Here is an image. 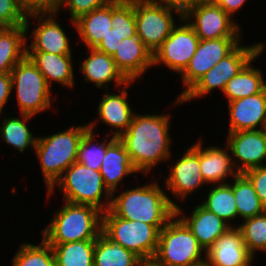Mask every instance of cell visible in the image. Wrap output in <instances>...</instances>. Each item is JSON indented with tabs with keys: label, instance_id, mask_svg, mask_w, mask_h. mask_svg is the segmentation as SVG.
Returning <instances> with one entry per match:
<instances>
[{
	"label": "cell",
	"instance_id": "6da1fadb",
	"mask_svg": "<svg viewBox=\"0 0 266 266\" xmlns=\"http://www.w3.org/2000/svg\"><path fill=\"white\" fill-rule=\"evenodd\" d=\"M169 120L167 114L137 115L134 112L128 130L118 137L137 172L148 173L153 166L170 158Z\"/></svg>",
	"mask_w": 266,
	"mask_h": 266
},
{
	"label": "cell",
	"instance_id": "7a4b0ae2",
	"mask_svg": "<svg viewBox=\"0 0 266 266\" xmlns=\"http://www.w3.org/2000/svg\"><path fill=\"white\" fill-rule=\"evenodd\" d=\"M178 207L157 182L123 191L111 198L110 210L125 220L141 221L159 231L175 215Z\"/></svg>",
	"mask_w": 266,
	"mask_h": 266
},
{
	"label": "cell",
	"instance_id": "3957f363",
	"mask_svg": "<svg viewBox=\"0 0 266 266\" xmlns=\"http://www.w3.org/2000/svg\"><path fill=\"white\" fill-rule=\"evenodd\" d=\"M102 214L94 206L65 201L43 230V239L48 244L96 240L102 233Z\"/></svg>",
	"mask_w": 266,
	"mask_h": 266
},
{
	"label": "cell",
	"instance_id": "277c9868",
	"mask_svg": "<svg viewBox=\"0 0 266 266\" xmlns=\"http://www.w3.org/2000/svg\"><path fill=\"white\" fill-rule=\"evenodd\" d=\"M88 129V124L72 126L67 131L37 137L34 150L41 164L48 195L52 194L64 171L76 162L80 141Z\"/></svg>",
	"mask_w": 266,
	"mask_h": 266
},
{
	"label": "cell",
	"instance_id": "5b68a950",
	"mask_svg": "<svg viewBox=\"0 0 266 266\" xmlns=\"http://www.w3.org/2000/svg\"><path fill=\"white\" fill-rule=\"evenodd\" d=\"M181 210L176 207L175 215L160 230L157 250L150 262L153 266H198L205 263L206 259L201 257L204 248L178 218Z\"/></svg>",
	"mask_w": 266,
	"mask_h": 266
},
{
	"label": "cell",
	"instance_id": "8992f818",
	"mask_svg": "<svg viewBox=\"0 0 266 266\" xmlns=\"http://www.w3.org/2000/svg\"><path fill=\"white\" fill-rule=\"evenodd\" d=\"M159 232L153 225L122 219L110 209L102 214V233L112 242L134 252L145 263H150L156 253Z\"/></svg>",
	"mask_w": 266,
	"mask_h": 266
},
{
	"label": "cell",
	"instance_id": "52a82bcc",
	"mask_svg": "<svg viewBox=\"0 0 266 266\" xmlns=\"http://www.w3.org/2000/svg\"><path fill=\"white\" fill-rule=\"evenodd\" d=\"M56 184L62 188L66 202L91 205L102 212L110 209L112 193L106 188L100 171L75 162L64 171ZM104 191L108 200L106 205L101 202Z\"/></svg>",
	"mask_w": 266,
	"mask_h": 266
},
{
	"label": "cell",
	"instance_id": "ba28073f",
	"mask_svg": "<svg viewBox=\"0 0 266 266\" xmlns=\"http://www.w3.org/2000/svg\"><path fill=\"white\" fill-rule=\"evenodd\" d=\"M10 74L12 90L16 87L21 115L34 116L50 108L51 87L27 56L17 63Z\"/></svg>",
	"mask_w": 266,
	"mask_h": 266
},
{
	"label": "cell",
	"instance_id": "9c48e42d",
	"mask_svg": "<svg viewBox=\"0 0 266 266\" xmlns=\"http://www.w3.org/2000/svg\"><path fill=\"white\" fill-rule=\"evenodd\" d=\"M263 43L259 42L253 46H240V44L225 58L215 64L205 73L181 98L175 103L187 102L193 98L201 97L215 88L224 91L227 82L237 75L250 61L260 52Z\"/></svg>",
	"mask_w": 266,
	"mask_h": 266
},
{
	"label": "cell",
	"instance_id": "30bf717a",
	"mask_svg": "<svg viewBox=\"0 0 266 266\" xmlns=\"http://www.w3.org/2000/svg\"><path fill=\"white\" fill-rule=\"evenodd\" d=\"M183 16L176 10L145 0H134V16L136 19V34L144 45L154 53L170 35L175 27L173 13Z\"/></svg>",
	"mask_w": 266,
	"mask_h": 266
},
{
	"label": "cell",
	"instance_id": "8fae6325",
	"mask_svg": "<svg viewBox=\"0 0 266 266\" xmlns=\"http://www.w3.org/2000/svg\"><path fill=\"white\" fill-rule=\"evenodd\" d=\"M195 30L200 40L240 37V26L213 0L198 2L183 16Z\"/></svg>",
	"mask_w": 266,
	"mask_h": 266
},
{
	"label": "cell",
	"instance_id": "7c38bea8",
	"mask_svg": "<svg viewBox=\"0 0 266 266\" xmlns=\"http://www.w3.org/2000/svg\"><path fill=\"white\" fill-rule=\"evenodd\" d=\"M181 20L184 24L174 27L162 45L153 53V66L162 63L178 74L188 66L200 42L194 28L185 18Z\"/></svg>",
	"mask_w": 266,
	"mask_h": 266
},
{
	"label": "cell",
	"instance_id": "4fadbf2b",
	"mask_svg": "<svg viewBox=\"0 0 266 266\" xmlns=\"http://www.w3.org/2000/svg\"><path fill=\"white\" fill-rule=\"evenodd\" d=\"M240 37L200 40L188 66L181 73L185 91L181 98L215 64L229 55L240 43Z\"/></svg>",
	"mask_w": 266,
	"mask_h": 266
},
{
	"label": "cell",
	"instance_id": "5bb4252c",
	"mask_svg": "<svg viewBox=\"0 0 266 266\" xmlns=\"http://www.w3.org/2000/svg\"><path fill=\"white\" fill-rule=\"evenodd\" d=\"M227 146L233 160L236 159L239 163L234 165L238 173L265 166L263 160L266 159V134L263 129L229 133Z\"/></svg>",
	"mask_w": 266,
	"mask_h": 266
},
{
	"label": "cell",
	"instance_id": "9a60e30c",
	"mask_svg": "<svg viewBox=\"0 0 266 266\" xmlns=\"http://www.w3.org/2000/svg\"><path fill=\"white\" fill-rule=\"evenodd\" d=\"M57 12L29 13L27 17L40 22L32 33L33 41L27 52H46L59 55H72L68 37L64 29L55 21ZM47 15V16H45ZM55 15V17H54Z\"/></svg>",
	"mask_w": 266,
	"mask_h": 266
},
{
	"label": "cell",
	"instance_id": "2e32d148",
	"mask_svg": "<svg viewBox=\"0 0 266 266\" xmlns=\"http://www.w3.org/2000/svg\"><path fill=\"white\" fill-rule=\"evenodd\" d=\"M207 266H251L253 256L238 227H230L205 251Z\"/></svg>",
	"mask_w": 266,
	"mask_h": 266
},
{
	"label": "cell",
	"instance_id": "e0dca14e",
	"mask_svg": "<svg viewBox=\"0 0 266 266\" xmlns=\"http://www.w3.org/2000/svg\"><path fill=\"white\" fill-rule=\"evenodd\" d=\"M166 180V187L177 198L183 199L205 184L199 166V142L193 144L184 155L172 166Z\"/></svg>",
	"mask_w": 266,
	"mask_h": 266
},
{
	"label": "cell",
	"instance_id": "ac0fdd59",
	"mask_svg": "<svg viewBox=\"0 0 266 266\" xmlns=\"http://www.w3.org/2000/svg\"><path fill=\"white\" fill-rule=\"evenodd\" d=\"M229 132L264 129L266 125V87L259 93L229 101Z\"/></svg>",
	"mask_w": 266,
	"mask_h": 266
},
{
	"label": "cell",
	"instance_id": "d6986e66",
	"mask_svg": "<svg viewBox=\"0 0 266 266\" xmlns=\"http://www.w3.org/2000/svg\"><path fill=\"white\" fill-rule=\"evenodd\" d=\"M112 58L117 68L132 82L153 66V53L137 35L119 41Z\"/></svg>",
	"mask_w": 266,
	"mask_h": 266
},
{
	"label": "cell",
	"instance_id": "ffe728a7",
	"mask_svg": "<svg viewBox=\"0 0 266 266\" xmlns=\"http://www.w3.org/2000/svg\"><path fill=\"white\" fill-rule=\"evenodd\" d=\"M89 52L90 55L79 67L81 72L84 73V79L87 82H93L100 88H103V85H105L106 93H109L106 87L107 83H110L112 80L116 82V86H124L132 83L117 68L111 55L101 52L96 48H90Z\"/></svg>",
	"mask_w": 266,
	"mask_h": 266
},
{
	"label": "cell",
	"instance_id": "44dd1931",
	"mask_svg": "<svg viewBox=\"0 0 266 266\" xmlns=\"http://www.w3.org/2000/svg\"><path fill=\"white\" fill-rule=\"evenodd\" d=\"M180 219L191 230L205 251L210 248L218 237L224 234L230 227H233L231 224H226L227 222L208 211L201 204L194 208L191 217L183 216Z\"/></svg>",
	"mask_w": 266,
	"mask_h": 266
},
{
	"label": "cell",
	"instance_id": "7402d4cb",
	"mask_svg": "<svg viewBox=\"0 0 266 266\" xmlns=\"http://www.w3.org/2000/svg\"><path fill=\"white\" fill-rule=\"evenodd\" d=\"M137 172L133 167L123 142L117 137L107 148L100 173L106 188L114 197L118 183L126 175Z\"/></svg>",
	"mask_w": 266,
	"mask_h": 266
},
{
	"label": "cell",
	"instance_id": "603a6c76",
	"mask_svg": "<svg viewBox=\"0 0 266 266\" xmlns=\"http://www.w3.org/2000/svg\"><path fill=\"white\" fill-rule=\"evenodd\" d=\"M226 150L220 147L203 148L199 141V166L205 183L225 184V178L232 175L234 178L239 173L234 167L236 161Z\"/></svg>",
	"mask_w": 266,
	"mask_h": 266
},
{
	"label": "cell",
	"instance_id": "cb8c5ba5",
	"mask_svg": "<svg viewBox=\"0 0 266 266\" xmlns=\"http://www.w3.org/2000/svg\"><path fill=\"white\" fill-rule=\"evenodd\" d=\"M26 56L45 77L49 87L52 81H56L67 87H73L75 81L72 67V55L27 52Z\"/></svg>",
	"mask_w": 266,
	"mask_h": 266
},
{
	"label": "cell",
	"instance_id": "d4e9b609",
	"mask_svg": "<svg viewBox=\"0 0 266 266\" xmlns=\"http://www.w3.org/2000/svg\"><path fill=\"white\" fill-rule=\"evenodd\" d=\"M127 86L128 84L123 86L124 90L120 94H105L98 105L99 118L111 129H120H117L115 133L112 131L114 137H119L128 130L133 117L132 109L126 99L128 92L125 87Z\"/></svg>",
	"mask_w": 266,
	"mask_h": 266
},
{
	"label": "cell",
	"instance_id": "484cf974",
	"mask_svg": "<svg viewBox=\"0 0 266 266\" xmlns=\"http://www.w3.org/2000/svg\"><path fill=\"white\" fill-rule=\"evenodd\" d=\"M21 26L3 27L0 30V73H10L11 70L26 57V36L29 23Z\"/></svg>",
	"mask_w": 266,
	"mask_h": 266
},
{
	"label": "cell",
	"instance_id": "4316f807",
	"mask_svg": "<svg viewBox=\"0 0 266 266\" xmlns=\"http://www.w3.org/2000/svg\"><path fill=\"white\" fill-rule=\"evenodd\" d=\"M74 27L88 49L96 48L112 29L111 2L80 16L75 20Z\"/></svg>",
	"mask_w": 266,
	"mask_h": 266
},
{
	"label": "cell",
	"instance_id": "83f0119b",
	"mask_svg": "<svg viewBox=\"0 0 266 266\" xmlns=\"http://www.w3.org/2000/svg\"><path fill=\"white\" fill-rule=\"evenodd\" d=\"M94 266H143L134 252L112 242L103 233L95 241Z\"/></svg>",
	"mask_w": 266,
	"mask_h": 266
},
{
	"label": "cell",
	"instance_id": "f1b7e54d",
	"mask_svg": "<svg viewBox=\"0 0 266 266\" xmlns=\"http://www.w3.org/2000/svg\"><path fill=\"white\" fill-rule=\"evenodd\" d=\"M263 49L262 47L261 52L227 82L223 93L228 102L255 95L266 87L261 71L251 66V63L263 52Z\"/></svg>",
	"mask_w": 266,
	"mask_h": 266
},
{
	"label": "cell",
	"instance_id": "f546056e",
	"mask_svg": "<svg viewBox=\"0 0 266 266\" xmlns=\"http://www.w3.org/2000/svg\"><path fill=\"white\" fill-rule=\"evenodd\" d=\"M96 240L49 244L53 248L57 266H94Z\"/></svg>",
	"mask_w": 266,
	"mask_h": 266
},
{
	"label": "cell",
	"instance_id": "4dcf8cb0",
	"mask_svg": "<svg viewBox=\"0 0 266 266\" xmlns=\"http://www.w3.org/2000/svg\"><path fill=\"white\" fill-rule=\"evenodd\" d=\"M233 179L234 183L230 185L233 189L238 216L244 220L265 212L266 209L250 180L243 173H239Z\"/></svg>",
	"mask_w": 266,
	"mask_h": 266
},
{
	"label": "cell",
	"instance_id": "1f68e13d",
	"mask_svg": "<svg viewBox=\"0 0 266 266\" xmlns=\"http://www.w3.org/2000/svg\"><path fill=\"white\" fill-rule=\"evenodd\" d=\"M201 205L216 214L228 224L238 217L235 197L229 183L218 184L209 191L207 199Z\"/></svg>",
	"mask_w": 266,
	"mask_h": 266
},
{
	"label": "cell",
	"instance_id": "d6a6232c",
	"mask_svg": "<svg viewBox=\"0 0 266 266\" xmlns=\"http://www.w3.org/2000/svg\"><path fill=\"white\" fill-rule=\"evenodd\" d=\"M32 116L22 114V119L18 118H5L3 119L0 127L1 138L4 139L5 143L9 146H13L20 152H24L27 147H35L37 137H33V133L29 131L26 125L27 120L31 119Z\"/></svg>",
	"mask_w": 266,
	"mask_h": 266
},
{
	"label": "cell",
	"instance_id": "836d02e7",
	"mask_svg": "<svg viewBox=\"0 0 266 266\" xmlns=\"http://www.w3.org/2000/svg\"><path fill=\"white\" fill-rule=\"evenodd\" d=\"M96 122L88 123L89 129L84 133L77 152L76 162L87 166L96 171H100L103 158L106 154V148L117 138L111 137L112 139L98 144V141L93 145L92 142L95 140L93 135V128ZM108 142V143H107Z\"/></svg>",
	"mask_w": 266,
	"mask_h": 266
},
{
	"label": "cell",
	"instance_id": "e575fe53",
	"mask_svg": "<svg viewBox=\"0 0 266 266\" xmlns=\"http://www.w3.org/2000/svg\"><path fill=\"white\" fill-rule=\"evenodd\" d=\"M13 266H57L53 248L42 239L40 245L24 243L20 245L12 259Z\"/></svg>",
	"mask_w": 266,
	"mask_h": 266
},
{
	"label": "cell",
	"instance_id": "d590c367",
	"mask_svg": "<svg viewBox=\"0 0 266 266\" xmlns=\"http://www.w3.org/2000/svg\"><path fill=\"white\" fill-rule=\"evenodd\" d=\"M111 25L122 39L137 35L134 0H113L111 2Z\"/></svg>",
	"mask_w": 266,
	"mask_h": 266
},
{
	"label": "cell",
	"instance_id": "8d00e7d4",
	"mask_svg": "<svg viewBox=\"0 0 266 266\" xmlns=\"http://www.w3.org/2000/svg\"><path fill=\"white\" fill-rule=\"evenodd\" d=\"M243 235L248 252L254 257L255 251H266V211L254 217L244 219L238 227Z\"/></svg>",
	"mask_w": 266,
	"mask_h": 266
},
{
	"label": "cell",
	"instance_id": "74e56055",
	"mask_svg": "<svg viewBox=\"0 0 266 266\" xmlns=\"http://www.w3.org/2000/svg\"><path fill=\"white\" fill-rule=\"evenodd\" d=\"M27 15L19 0H0V24L3 27L24 25Z\"/></svg>",
	"mask_w": 266,
	"mask_h": 266
},
{
	"label": "cell",
	"instance_id": "f35d334b",
	"mask_svg": "<svg viewBox=\"0 0 266 266\" xmlns=\"http://www.w3.org/2000/svg\"><path fill=\"white\" fill-rule=\"evenodd\" d=\"M113 0H62L61 7L69 8L71 22L75 25V20L80 16L91 12L94 9L108 5Z\"/></svg>",
	"mask_w": 266,
	"mask_h": 266
},
{
	"label": "cell",
	"instance_id": "ab89813d",
	"mask_svg": "<svg viewBox=\"0 0 266 266\" xmlns=\"http://www.w3.org/2000/svg\"><path fill=\"white\" fill-rule=\"evenodd\" d=\"M253 184L254 189L266 209V163L265 166L255 167L243 173Z\"/></svg>",
	"mask_w": 266,
	"mask_h": 266
},
{
	"label": "cell",
	"instance_id": "60d3db41",
	"mask_svg": "<svg viewBox=\"0 0 266 266\" xmlns=\"http://www.w3.org/2000/svg\"><path fill=\"white\" fill-rule=\"evenodd\" d=\"M22 8L29 14L35 12H57L62 0H19Z\"/></svg>",
	"mask_w": 266,
	"mask_h": 266
},
{
	"label": "cell",
	"instance_id": "b9f144b4",
	"mask_svg": "<svg viewBox=\"0 0 266 266\" xmlns=\"http://www.w3.org/2000/svg\"><path fill=\"white\" fill-rule=\"evenodd\" d=\"M145 1L176 10L182 16H184L198 2V0H145Z\"/></svg>",
	"mask_w": 266,
	"mask_h": 266
},
{
	"label": "cell",
	"instance_id": "7bdbcfd3",
	"mask_svg": "<svg viewBox=\"0 0 266 266\" xmlns=\"http://www.w3.org/2000/svg\"><path fill=\"white\" fill-rule=\"evenodd\" d=\"M122 40L123 39L117 33L116 29L112 28L109 33L104 36V38L101 40L96 49L112 56L116 51L118 42Z\"/></svg>",
	"mask_w": 266,
	"mask_h": 266
},
{
	"label": "cell",
	"instance_id": "ee69618b",
	"mask_svg": "<svg viewBox=\"0 0 266 266\" xmlns=\"http://www.w3.org/2000/svg\"><path fill=\"white\" fill-rule=\"evenodd\" d=\"M12 92L11 74L0 73V115Z\"/></svg>",
	"mask_w": 266,
	"mask_h": 266
},
{
	"label": "cell",
	"instance_id": "f6af8a7d",
	"mask_svg": "<svg viewBox=\"0 0 266 266\" xmlns=\"http://www.w3.org/2000/svg\"><path fill=\"white\" fill-rule=\"evenodd\" d=\"M219 7H221L230 17L237 12L246 0H213Z\"/></svg>",
	"mask_w": 266,
	"mask_h": 266
},
{
	"label": "cell",
	"instance_id": "bcb514c9",
	"mask_svg": "<svg viewBox=\"0 0 266 266\" xmlns=\"http://www.w3.org/2000/svg\"><path fill=\"white\" fill-rule=\"evenodd\" d=\"M143 266H153L151 263H144Z\"/></svg>",
	"mask_w": 266,
	"mask_h": 266
},
{
	"label": "cell",
	"instance_id": "7dc6e473",
	"mask_svg": "<svg viewBox=\"0 0 266 266\" xmlns=\"http://www.w3.org/2000/svg\"><path fill=\"white\" fill-rule=\"evenodd\" d=\"M198 266H207V264H206V263H203V264H201V265H198Z\"/></svg>",
	"mask_w": 266,
	"mask_h": 266
}]
</instances>
